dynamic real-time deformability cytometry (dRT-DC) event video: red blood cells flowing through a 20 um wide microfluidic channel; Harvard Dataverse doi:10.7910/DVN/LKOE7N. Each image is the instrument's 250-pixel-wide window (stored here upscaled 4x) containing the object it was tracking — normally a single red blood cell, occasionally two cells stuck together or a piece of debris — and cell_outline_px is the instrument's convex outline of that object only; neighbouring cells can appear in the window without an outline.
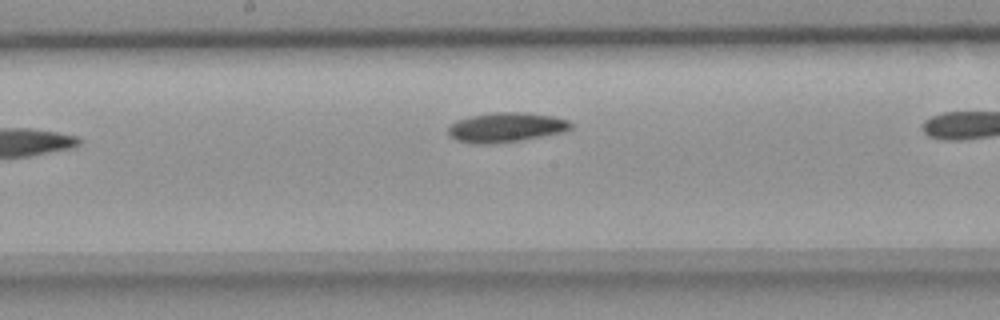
{"species": "common noctule bat (a hibernating species)", "species_latin": "Nyctalus noctula", "temperature_condition": "room temperature", "stored_images_in_passage": 8, "camera_frame_rate_fps": 3000, "um_per_image_px": 0.085, "animal": {"sex": "female", "body_mass_g": 18.4}, "frame": {"image": 1, "passage_image": 7, "time_ms": 2.0, "image_size_px": [1000, 320], "cell_outline_px": [[572, 128], [564, 132], [520, 140], [496, 144], [472, 144], [456, 140], [448, 136], [448, 128], [456, 120], [468, 116], [492, 112], [528, 112], [552, 116], [568, 120], [572, 124]], "centroid_in_image_um": [42.98, 10.82], "position_along_channel_um": 205.2, "area_um2": 21.5}}